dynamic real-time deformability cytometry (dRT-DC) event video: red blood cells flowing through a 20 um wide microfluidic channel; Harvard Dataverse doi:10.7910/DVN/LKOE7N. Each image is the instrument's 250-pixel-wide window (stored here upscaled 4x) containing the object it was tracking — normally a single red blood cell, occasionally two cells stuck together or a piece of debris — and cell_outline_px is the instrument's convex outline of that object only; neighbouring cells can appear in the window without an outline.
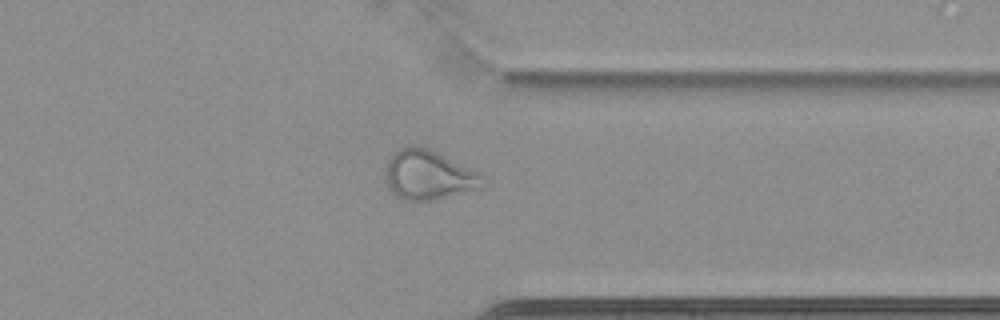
{"species": "common noctule bat (a hibernating species)", "species_latin": "Nyctalus noctula", "temperature_condition": "cold", "stored_images_in_passage": 42, "camera_frame_rate_fps": 3000, "um_per_image_px": 0.085, "animal": {"sex": "female", "body_mass_g": 22.7, "forearm_length_mm": 54.2}, "frame": {"image": 1, "passage_image": 36, "time_ms": 11.667, "image_size_px": [1000, 320], "cell_outline_px": [[488, 188], [428, 200], [404, 200], [396, 196], [388, 188], [384, 180], [384, 176], [388, 160], [392, 152], [400, 148], [412, 144], [436, 152], [480, 172], [484, 176], [488, 184]], "centroid_in_image_um": [36.46, 14.88], "position_along_channel_um": 374.9, "area_um2": 28.55}}